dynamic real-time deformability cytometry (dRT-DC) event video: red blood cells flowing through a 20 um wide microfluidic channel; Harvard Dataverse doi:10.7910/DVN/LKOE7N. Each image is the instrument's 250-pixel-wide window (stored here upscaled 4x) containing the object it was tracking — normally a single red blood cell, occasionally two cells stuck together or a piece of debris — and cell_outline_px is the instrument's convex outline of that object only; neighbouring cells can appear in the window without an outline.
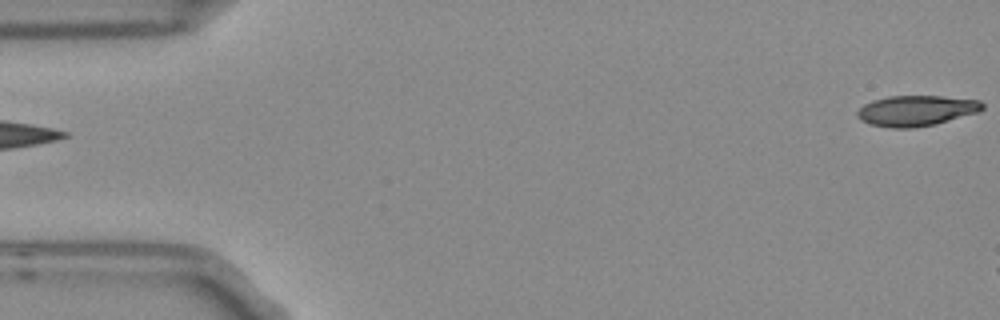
{"species": "Egyptian fruit bat (a non-hibernating species)", "species_latin": "Rousettus aegyptiacus", "temperature_condition": "room temperature", "stored_images_in_passage": 5, "segment_of_instrument_passage": [2, 2], "camera_frame_rate_fps": 3000, "um_per_image_px": 0.085, "frame": {"image": 1, "passage_image": 5, "time_ms": 1.333, "image_size_px": [1000, 320], "cell_outline_px": [[984, 108], [976, 112], [936, 124], [912, 128], [892, 128], [868, 124], [860, 120], [856, 116], [856, 112], [864, 104], [872, 100], [888, 96], [940, 96], [980, 100], [984, 104]], "centroid_in_image_um": [77.83, 9.41], "position_along_channel_um": 7.2, "area_um2": 22.31}}